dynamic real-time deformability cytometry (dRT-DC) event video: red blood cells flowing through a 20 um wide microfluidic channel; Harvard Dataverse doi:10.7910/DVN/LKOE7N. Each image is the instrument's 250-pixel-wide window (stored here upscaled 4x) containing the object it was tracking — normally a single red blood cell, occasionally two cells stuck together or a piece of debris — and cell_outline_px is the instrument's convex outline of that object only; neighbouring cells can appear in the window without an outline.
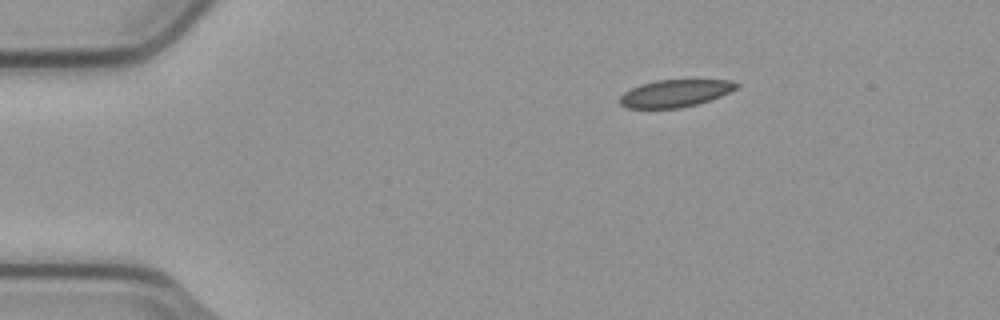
{"species": "common noctule bat (a hibernating species)", "species_latin": "Nyctalus noctula", "temperature_condition": "cold", "stored_images_in_passage": 3, "camera_frame_rate_fps": 3000, "um_per_image_px": 0.085, "animal": {"sex": "male", "body_mass_g": 23.1, "forearm_length_mm": 52.7}, "frame": {"image": 1, "passage_image": 1, "time_ms": 0.0, "image_size_px": [1000, 320], "cell_outline_px": [[740, 84], [736, 88], [720, 96], [696, 104], [680, 108], [628, 108], [620, 104], [620, 96], [624, 92], [640, 84], [656, 80], [732, 80]], "centroid_in_image_um": [57.37, 7.92], "position_along_channel_um": 27.6, "area_um2": 18.38}}